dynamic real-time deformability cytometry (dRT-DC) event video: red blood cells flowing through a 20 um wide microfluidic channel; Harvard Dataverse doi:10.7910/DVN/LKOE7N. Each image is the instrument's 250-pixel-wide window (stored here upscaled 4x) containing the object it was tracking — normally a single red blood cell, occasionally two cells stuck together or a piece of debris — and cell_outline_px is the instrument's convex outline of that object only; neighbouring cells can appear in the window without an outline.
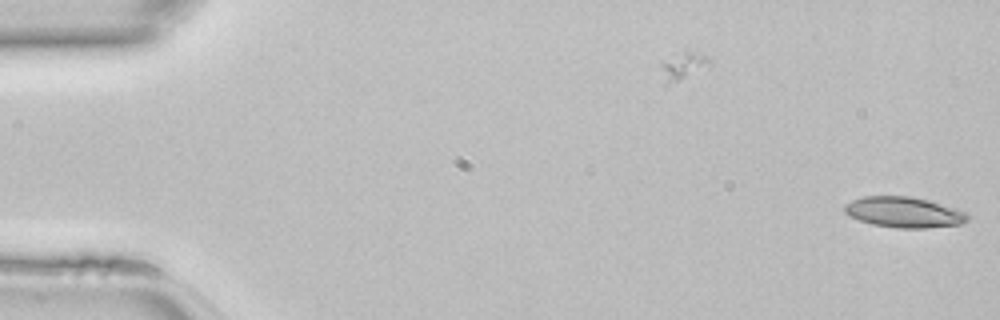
{"species": "common noctule bat (a hibernating species)", "species_latin": "Nyctalus noctula", "temperature_condition": "room temperature", "stored_images_in_passage": 4, "camera_frame_rate_fps": 3000, "um_per_image_px": 0.085, "animal": {"sex": "female", "body_mass_g": 22.7, "forearm_length_mm": 54.2}, "frame": {"image": 1, "passage_image": 4, "time_ms": 1.0, "image_size_px": [1000, 320], "cell_outline_px": [[968, 220], [960, 224], [928, 228], [896, 228], [872, 224], [848, 216], [844, 212], [844, 204], [852, 200], [864, 196], [912, 196], [928, 200], [956, 208], [968, 212]], "centroid_in_image_um": [76.83, 18.04], "position_along_channel_um": 8.2, "area_um2": 22.14}}